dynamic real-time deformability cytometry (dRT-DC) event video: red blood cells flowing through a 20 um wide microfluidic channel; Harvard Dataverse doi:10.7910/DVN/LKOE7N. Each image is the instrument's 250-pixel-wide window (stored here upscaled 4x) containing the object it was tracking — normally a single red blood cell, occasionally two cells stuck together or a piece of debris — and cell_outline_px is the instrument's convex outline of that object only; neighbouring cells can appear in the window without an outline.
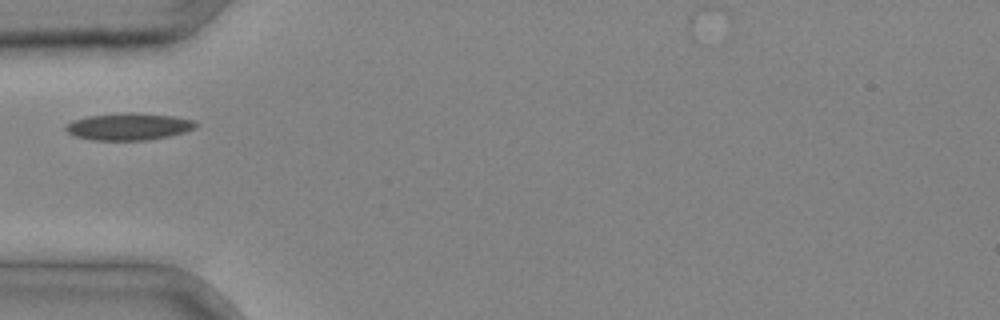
{"species": "common noctule bat (a hibernating species)", "species_latin": "Nyctalus noctula", "temperature_condition": "cold", "stored_images_in_passage": 1, "camera_frame_rate_fps": 3000, "um_per_image_px": 0.085, "animal": {"sex": "male", "body_mass_g": 20.4}, "frame": {"image": 1, "passage_image": 1, "time_ms": 0.0, "image_size_px": [1000, 320], "cell_outline_px": [[200, 124], [196, 128], [184, 132], [168, 136], [148, 140], [92, 140], [76, 136], [68, 132], [64, 128], [64, 124], [72, 120], [88, 116], [124, 112], [132, 112], [172, 116], [192, 120]], "centroid_in_image_um": [10.92, 10.75], "position_along_channel_um": 74.1, "area_um2": 20.58}}